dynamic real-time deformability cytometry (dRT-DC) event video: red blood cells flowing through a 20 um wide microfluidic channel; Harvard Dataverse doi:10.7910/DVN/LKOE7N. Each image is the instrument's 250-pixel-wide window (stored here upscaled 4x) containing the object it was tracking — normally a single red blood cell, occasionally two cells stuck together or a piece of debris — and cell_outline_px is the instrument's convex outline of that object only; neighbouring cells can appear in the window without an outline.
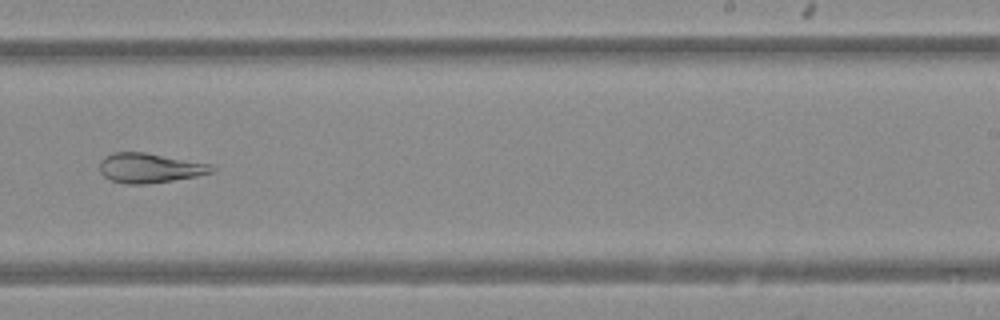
{"species": "Egyptian fruit bat (a non-hibernating species)", "species_latin": "Rousettus aegyptiacus", "temperature_condition": "warm", "stored_images_in_passage": 50, "camera_frame_rate_fps": 3000, "um_per_image_px": 0.085, "animal": {"sex": "female"}, "frame": {"image": 1, "passage_image": 32, "time_ms": 10.333, "image_size_px": [1000, 320], "cell_outline_px": [[216, 172], [196, 176], [148, 184], [128, 184], [112, 180], [104, 176], [100, 172], [100, 160], [104, 156], [112, 152], [144, 152], [212, 164], [216, 168]], "centroid_in_image_um": [12.74, 14.27], "position_along_channel_um": 276.3, "area_um2": 19.48}}
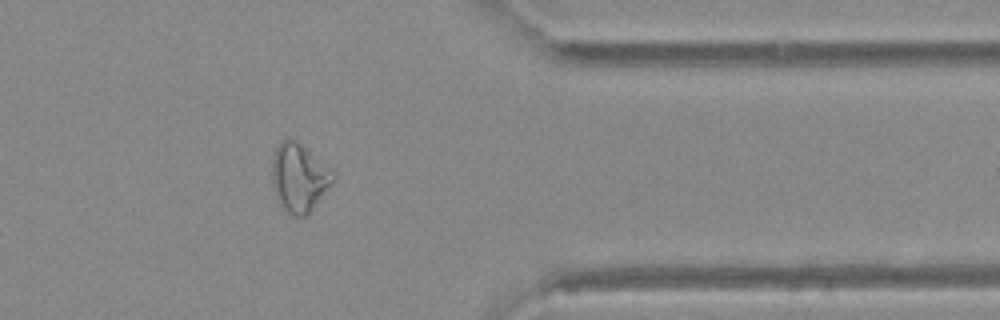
{"frame": {"image": 2, "passage_image": 41, "time_ms": 13.333, "image_size_px": [1000, 320], "cell_outline_px": [[336, 180], [308, 212], [304, 216], [296, 216], [288, 212], [280, 204], [276, 196], [272, 184], [272, 160], [276, 148], [284, 140], [296, 140], [332, 168], [336, 172]], "centroid_in_image_um": [25.46, 15.08], "position_along_channel_um": 385.9, "area_um2": 24.1}}
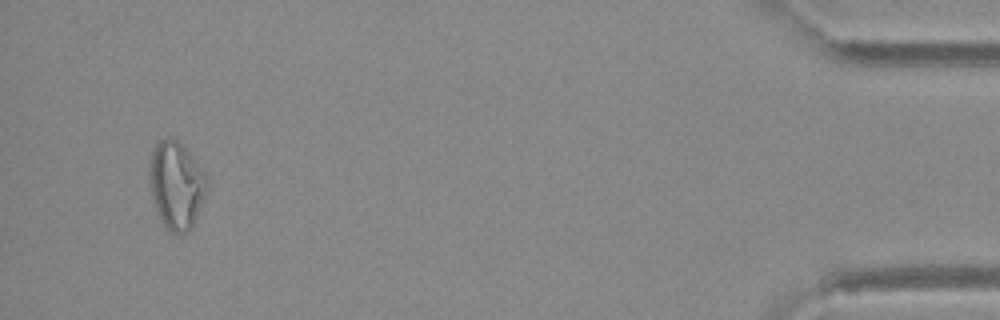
{"frame": {"image": 3, "passage_image": 48, "time_ms": 15.667, "image_size_px": [1000, 320], "cell_outline_px": [[208, 188], [192, 228], [188, 232], [180, 236], [172, 232], [164, 224], [156, 208], [152, 196], [148, 176], [148, 168], [152, 152], [156, 144], [160, 140], [168, 136], [176, 140], [188, 152], [208, 176]], "centroid_in_image_um": [14.99, 15.75], "position_along_channel_um": 420.2, "area_um2": 29.3}}